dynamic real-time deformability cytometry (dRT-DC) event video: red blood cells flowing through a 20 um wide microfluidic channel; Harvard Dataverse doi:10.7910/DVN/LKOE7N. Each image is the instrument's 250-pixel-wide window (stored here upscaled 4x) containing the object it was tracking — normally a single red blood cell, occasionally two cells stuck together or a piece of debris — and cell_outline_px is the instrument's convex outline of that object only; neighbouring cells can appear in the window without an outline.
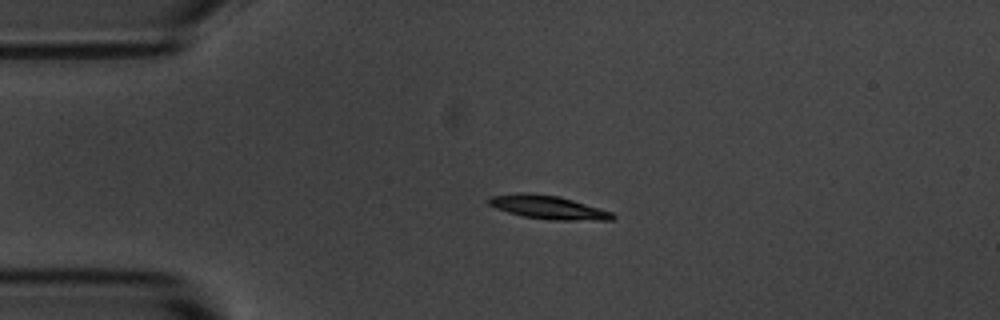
{"species": "common noctule bat (a hibernating species)", "species_latin": "Nyctalus noctula", "temperature_condition": "room temperature", "stored_images_in_passage": 3, "camera_frame_rate_fps": 3000, "um_per_image_px": 0.085, "animal": {"sex": "male", "body_mass_g": 20.1, "forearm_length_mm": 53.5}, "frame": {"image": 1, "passage_image": 1, "time_ms": 0.0, "image_size_px": [1000, 320], "cell_outline_px": [[616, 216], [612, 220], [552, 220], [524, 216], [508, 212], [496, 208], [488, 204], [488, 200], [492, 196], [516, 192], [532, 192], [560, 196], [612, 212]], "centroid_in_image_um": [46.58, 17.6], "position_along_channel_um": 38.4, "area_um2": 16.99}}